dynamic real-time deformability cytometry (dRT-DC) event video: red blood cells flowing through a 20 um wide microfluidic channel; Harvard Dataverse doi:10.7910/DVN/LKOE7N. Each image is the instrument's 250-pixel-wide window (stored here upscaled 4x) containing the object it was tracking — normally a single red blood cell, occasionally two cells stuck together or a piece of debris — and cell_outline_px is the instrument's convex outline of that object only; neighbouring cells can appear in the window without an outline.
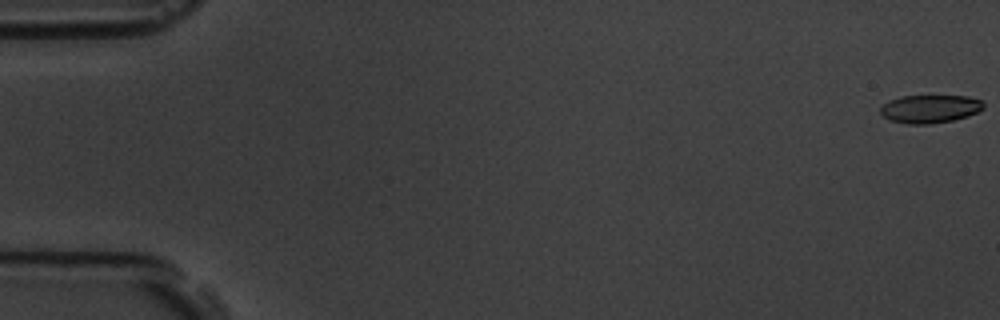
{"species": "common noctule bat (a hibernating species)", "species_latin": "Nyctalus noctula", "temperature_condition": "room temperature", "stored_images_in_passage": 6, "camera_frame_rate_fps": 3000, "um_per_image_px": 0.085, "animal": {"sex": "male", "body_mass_g": 19.5, "forearm_length_mm": 54.6}, "frame": {"image": 1, "passage_image": 1, "time_ms": 0.0, "image_size_px": [1000, 320], "cell_outline_px": [[984, 108], [968, 116], [952, 120], [932, 124], [908, 124], [888, 120], [880, 112], [880, 108], [888, 100], [900, 96], [968, 96], [980, 100], [984, 104]], "centroid_in_image_um": [79.02, 9.25], "position_along_channel_um": 6.0, "area_um2": 16.94}}
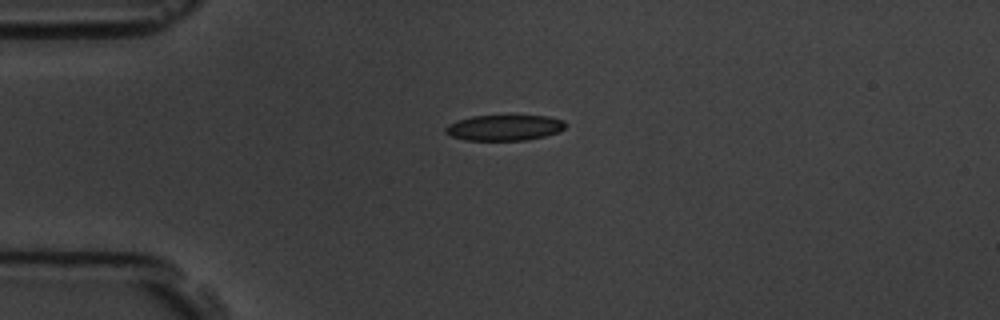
{"frame": {"image": 2, "passage_image": 5, "time_ms": 4.667, "image_size_px": [1000, 320], "cell_outline_px": [[568, 124], [560, 132], [544, 136], [524, 140], [464, 140], [452, 136], [444, 132], [444, 128], [448, 124], [456, 120], [472, 116], [548, 116], [564, 120]], "centroid_in_image_um": [42.87, 10.85], "position_along_channel_um": 42.1, "area_um2": 18.03}}